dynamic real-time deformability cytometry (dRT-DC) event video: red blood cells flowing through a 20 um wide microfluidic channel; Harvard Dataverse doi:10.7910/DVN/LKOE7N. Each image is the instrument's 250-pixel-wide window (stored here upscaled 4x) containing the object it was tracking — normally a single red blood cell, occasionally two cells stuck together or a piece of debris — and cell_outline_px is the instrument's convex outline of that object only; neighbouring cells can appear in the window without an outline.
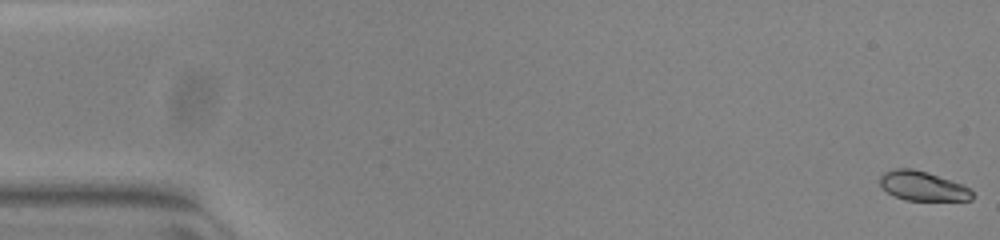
{"species": "common noctule bat (a hibernating species)", "species_latin": "Nyctalus noctula", "temperature_condition": "warm", "stored_images_in_passage": 53, "camera_frame_rate_fps": 3000, "um_per_image_px": 0.085, "animal": {"sex": "female", "body_mass_g": 23.0, "forearm_length_mm": 53.4}, "frame": {"image": 1, "passage_image": 1, "time_ms": 0.0, "image_size_px": [1000, 240], "cell_outline_px": [[972, 200], [904, 200], [880, 188], [880, 176], [884, 172], [896, 168], [912, 168], [928, 172], [960, 184], [968, 188], [972, 192]], "centroid_in_image_um": [78.37, 15.8], "position_along_channel_um": 6.6, "area_um2": 15.66}}
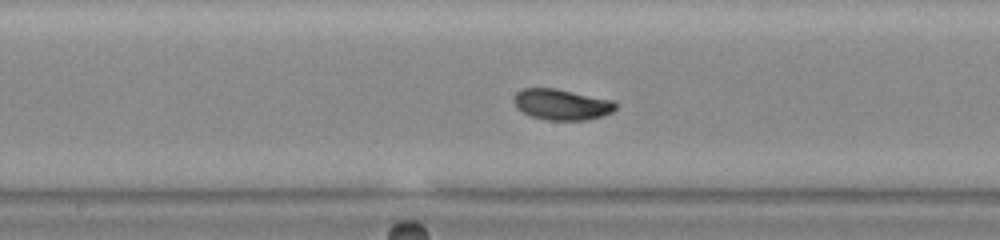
{"frame": {"image": 2, "passage_image": 28, "time_ms": 9.0, "image_size_px": [1000, 240], "cell_outline_px": [[616, 108], [612, 112], [600, 116], [584, 120], [548, 120], [532, 116], [516, 108], [512, 100], [516, 92], [524, 88], [556, 88], [616, 100]], "centroid_in_image_um": [47.74, 8.86], "position_along_channel_um": 200.5, "area_um2": 18.44}}
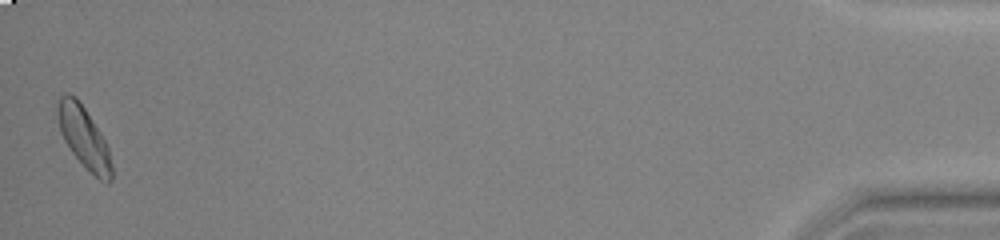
{"frame": {"image": 3, "passage_image": 53, "time_ms": 17.333, "image_size_px": [1000, 240], "cell_outline_px": [[112, 180], [108, 184], [100, 180], [72, 152], [64, 140], [60, 132], [56, 112], [56, 108], [60, 96], [64, 92], [68, 92], [76, 96], [100, 132], [108, 148], [112, 164]], "centroid_in_image_um": [7.11, 11.63], "position_along_channel_um": 428.1, "area_um2": 19.13}, "authors_computed_cell_mechanics": {"area_um2": 17.8602, "velocity_mm_per_s": 3.8811, "shape_relaxation_time_tau1_ms": 1.716, "shape_relaxation_time_tau2_ms": 0.9227, "deformation_change_tau1": 0.09, "deformation_change_tau2": 0.0385}}